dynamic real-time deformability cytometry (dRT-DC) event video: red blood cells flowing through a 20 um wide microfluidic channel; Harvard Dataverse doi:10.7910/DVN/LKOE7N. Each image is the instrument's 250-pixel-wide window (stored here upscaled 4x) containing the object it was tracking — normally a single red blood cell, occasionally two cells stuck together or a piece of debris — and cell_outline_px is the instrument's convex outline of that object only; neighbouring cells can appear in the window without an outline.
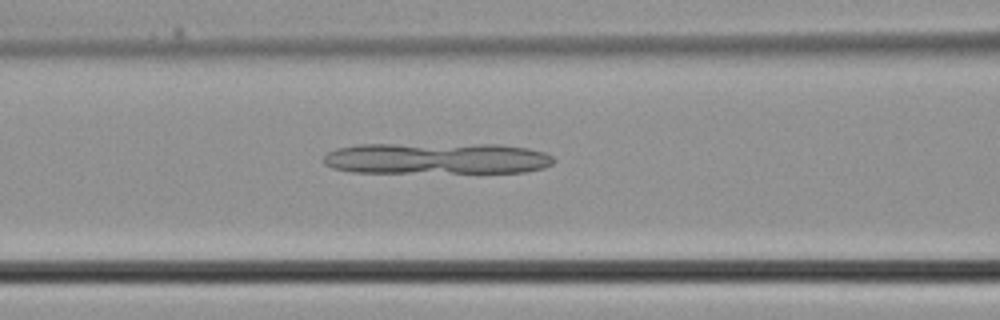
{"species": "common noctule bat (a hibernating species)", "species_latin": "Nyctalus noctula", "temperature_condition": "cold", "stored_images_in_passage": 34, "camera_frame_rate_fps": 3000, "um_per_image_px": 0.085, "animal": {"sex": "male", "body_mass_g": 21.5, "forearm_length_mm": 52.0}, "frame": {"image": 1, "passage_image": 15, "time_ms": 4.667, "image_size_px": [1000, 320], "cell_outline_px": [[556, 160], [552, 164], [544, 168], [524, 172], [352, 172], [332, 168], [324, 164], [324, 156], [328, 152], [336, 148], [360, 144], [500, 144], [528, 148], [544, 152], [552, 156]], "centroid_in_image_um": [37.13, 13.46], "position_along_channel_um": 129.5, "area_um2": 42.31}}
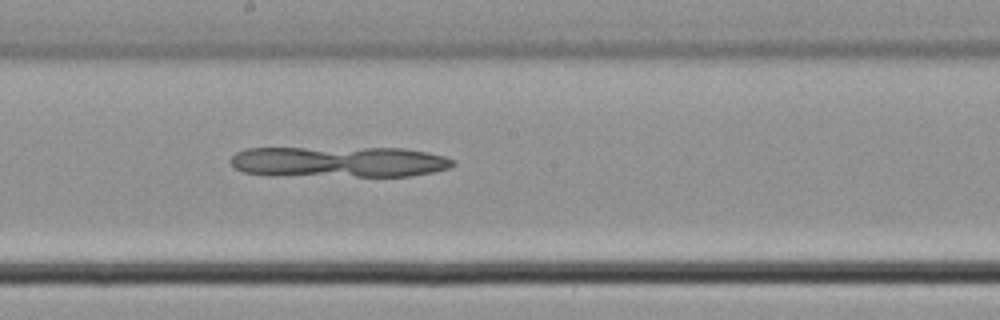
{"frame": {"image": 2, "passage_image": 20, "time_ms": 6.333, "image_size_px": [1000, 320], "cell_outline_px": [[456, 164], [448, 168], [432, 172], [408, 176], [272, 176], [244, 172], [232, 168], [228, 160], [236, 152], [248, 148], [404, 148], [428, 152], [444, 156], [456, 160]], "centroid_in_image_um": [28.76, 13.76], "position_along_channel_um": 219.4, "area_um2": 40.69}}
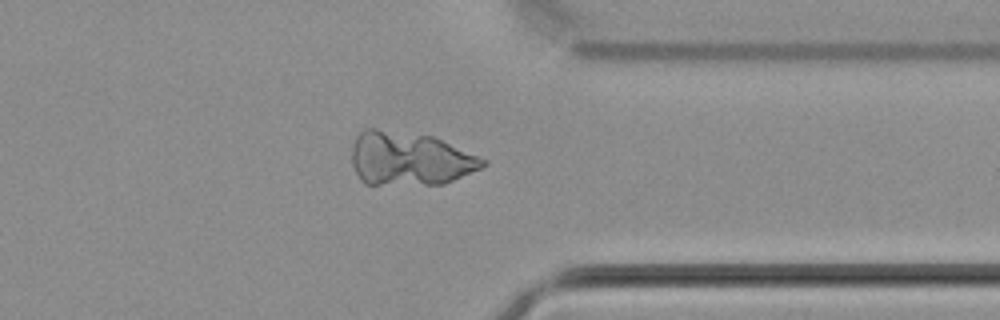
{"frame": {"image": 3, "passage_image": 29, "time_ms": 9.333, "image_size_px": [1000, 320], "cell_outline_px": [[488, 164], [480, 168], [444, 184], [364, 184], [360, 180], [352, 164], [352, 144], [356, 136], [364, 128], [376, 128], [432, 136], [488, 160]], "centroid_in_image_um": [34.79, 13.48], "position_along_channel_um": 376.6, "area_um2": 40.86}}